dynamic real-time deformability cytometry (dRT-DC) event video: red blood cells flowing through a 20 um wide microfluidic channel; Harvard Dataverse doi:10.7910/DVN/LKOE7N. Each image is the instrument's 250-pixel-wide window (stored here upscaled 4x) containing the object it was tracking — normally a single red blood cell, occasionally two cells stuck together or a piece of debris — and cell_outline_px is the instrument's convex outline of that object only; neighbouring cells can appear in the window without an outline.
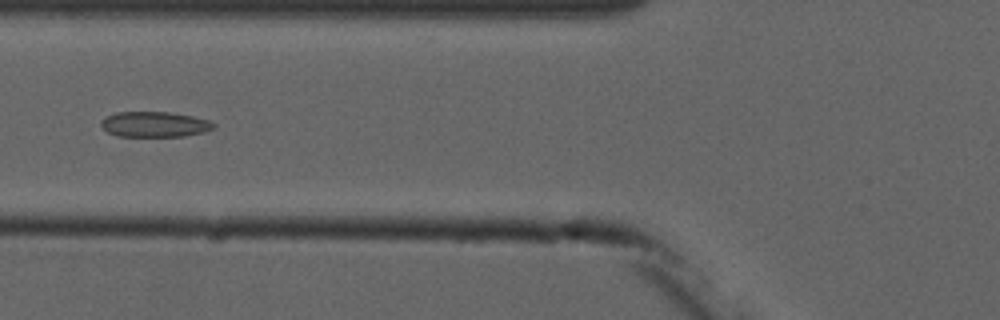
{"species": "common noctule bat (a hibernating species)", "species_latin": "Nyctalus noctula", "temperature_condition": "cold", "stored_images_in_passage": 6, "camera_frame_rate_fps": 3000, "um_per_image_px": 0.085, "animal": {"sex": "male", "forearm_length_mm": 52.5}, "frame": {"image": 1, "passage_image": 5, "time_ms": 6.0, "image_size_px": [1000, 320], "cell_outline_px": [[216, 128], [204, 132], [184, 136], [116, 136], [108, 132], [100, 124], [108, 116], [116, 112], [172, 112], [192, 116], [208, 120], [216, 124]], "centroid_in_image_um": [13.19, 10.57], "position_along_channel_um": 112.6, "area_um2": 16.59}}